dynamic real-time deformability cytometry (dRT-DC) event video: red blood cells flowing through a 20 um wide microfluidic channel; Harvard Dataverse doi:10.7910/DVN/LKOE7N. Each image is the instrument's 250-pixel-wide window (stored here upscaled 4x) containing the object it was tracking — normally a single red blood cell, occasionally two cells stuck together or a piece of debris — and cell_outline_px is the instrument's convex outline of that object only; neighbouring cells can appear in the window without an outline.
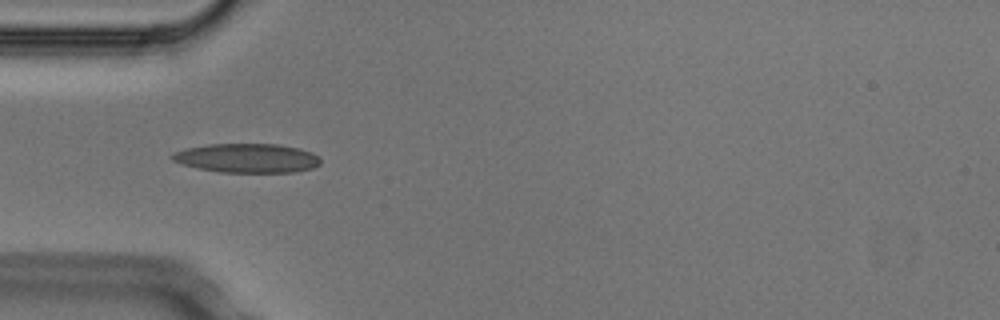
{"species": "Egyptian fruit bat (a non-hibernating species)", "species_latin": "Rousettus aegyptiacus", "temperature_condition": "cold", "stored_images_in_passage": 8, "camera_frame_rate_fps": 3000, "um_per_image_px": 0.085, "animal": {"sex": "male"}, "frame": {"image": 1, "passage_image": 4, "time_ms": 1.0, "image_size_px": [1000, 320], "cell_outline_px": [[320, 164], [312, 168], [296, 172], [220, 172], [200, 168], [184, 164], [172, 160], [168, 156], [172, 152], [184, 148], [208, 144], [276, 144], [300, 148], [312, 152], [320, 156]], "centroid_in_image_um": [21.0, 13.43], "position_along_channel_um": 64.0, "area_um2": 25.32}}
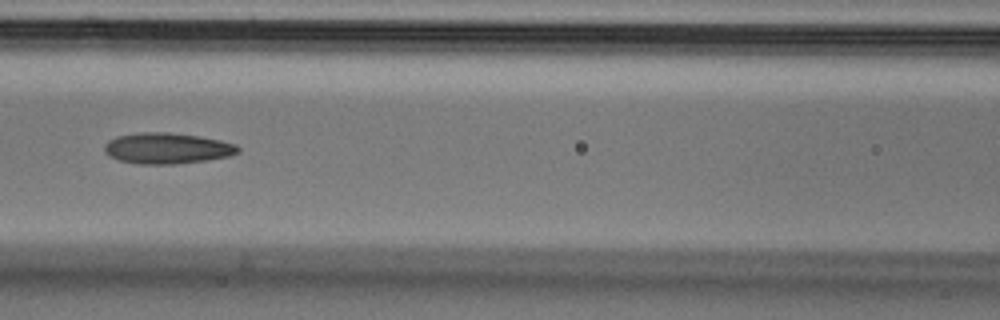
{"frame": {"image": 2, "passage_image": 6, "time_ms": 1.667, "image_size_px": [1000, 320], "cell_outline_px": [[240, 152], [228, 156], [208, 160], [176, 164], [140, 164], [120, 160], [108, 156], [104, 152], [104, 144], [108, 140], [116, 136], [140, 132], [168, 132], [200, 136], [220, 140], [236, 144], [240, 148]], "centroid_in_image_um": [14.2, 12.6], "position_along_channel_um": 152.4, "area_um2": 24.28}}
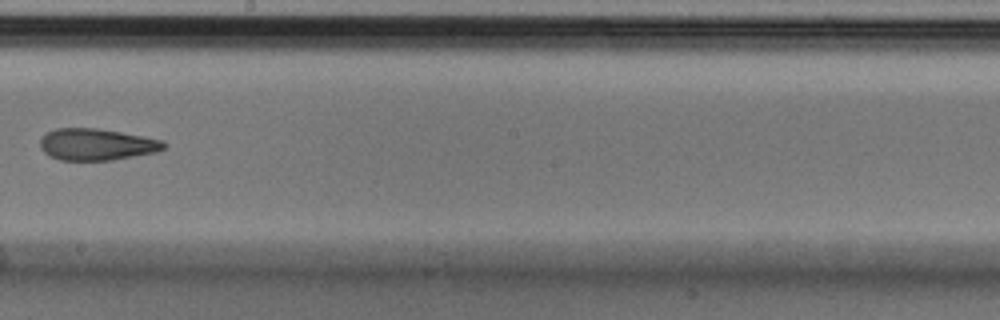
{"frame": {"image": 3, "passage_image": 8, "time_ms": 2.333, "image_size_px": [1000, 320], "cell_outline_px": [[168, 144], [164, 148], [156, 152], [112, 160], [60, 160], [48, 156], [40, 148], [40, 140], [48, 132], [56, 128], [96, 128], [144, 136], [164, 140]], "centroid_in_image_um": [8.23, 12.28], "position_along_channel_um": 240.0, "area_um2": 22.89}}